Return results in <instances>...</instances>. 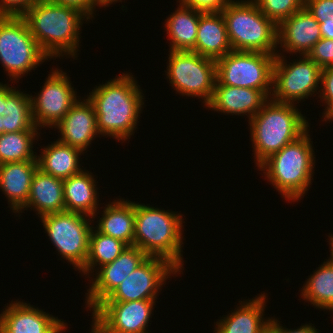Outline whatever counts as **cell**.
<instances>
[{"label": "cell", "instance_id": "ac0fdd59", "mask_svg": "<svg viewBox=\"0 0 333 333\" xmlns=\"http://www.w3.org/2000/svg\"><path fill=\"white\" fill-rule=\"evenodd\" d=\"M54 128L60 132L59 141L83 153L95 138L100 137L95 108L88 97L79 98Z\"/></svg>", "mask_w": 333, "mask_h": 333}, {"label": "cell", "instance_id": "f546056e", "mask_svg": "<svg viewBox=\"0 0 333 333\" xmlns=\"http://www.w3.org/2000/svg\"><path fill=\"white\" fill-rule=\"evenodd\" d=\"M127 246L123 241L105 235L93 226L89 237L88 257L80 273L82 272L86 278H90L92 273L94 274V270L113 262Z\"/></svg>", "mask_w": 333, "mask_h": 333}, {"label": "cell", "instance_id": "9a60e30c", "mask_svg": "<svg viewBox=\"0 0 333 333\" xmlns=\"http://www.w3.org/2000/svg\"><path fill=\"white\" fill-rule=\"evenodd\" d=\"M149 256L137 246H127L111 263L99 267L90 277L85 307L94 310L121 282ZM96 277H95V276Z\"/></svg>", "mask_w": 333, "mask_h": 333}, {"label": "cell", "instance_id": "7bdbcfd3", "mask_svg": "<svg viewBox=\"0 0 333 333\" xmlns=\"http://www.w3.org/2000/svg\"><path fill=\"white\" fill-rule=\"evenodd\" d=\"M328 240L327 242H329L330 245V257H328V261L333 265V234L328 235Z\"/></svg>", "mask_w": 333, "mask_h": 333}, {"label": "cell", "instance_id": "603a6c76", "mask_svg": "<svg viewBox=\"0 0 333 333\" xmlns=\"http://www.w3.org/2000/svg\"><path fill=\"white\" fill-rule=\"evenodd\" d=\"M93 173L88 170L63 180L65 211L76 212L90 216L95 220L100 213L99 194L97 190L98 181ZM97 181V182H96ZM98 211V212H97Z\"/></svg>", "mask_w": 333, "mask_h": 333}, {"label": "cell", "instance_id": "7c38bea8", "mask_svg": "<svg viewBox=\"0 0 333 333\" xmlns=\"http://www.w3.org/2000/svg\"><path fill=\"white\" fill-rule=\"evenodd\" d=\"M177 274L180 275L181 271L167 259L149 256L102 302L158 299L166 281Z\"/></svg>", "mask_w": 333, "mask_h": 333}, {"label": "cell", "instance_id": "e575fe53", "mask_svg": "<svg viewBox=\"0 0 333 333\" xmlns=\"http://www.w3.org/2000/svg\"><path fill=\"white\" fill-rule=\"evenodd\" d=\"M304 7L318 22H333V0H305Z\"/></svg>", "mask_w": 333, "mask_h": 333}, {"label": "cell", "instance_id": "4316f807", "mask_svg": "<svg viewBox=\"0 0 333 333\" xmlns=\"http://www.w3.org/2000/svg\"><path fill=\"white\" fill-rule=\"evenodd\" d=\"M203 11L179 3L165 19L164 29L170 41L169 51H192L196 44L198 23Z\"/></svg>", "mask_w": 333, "mask_h": 333}, {"label": "cell", "instance_id": "d590c367", "mask_svg": "<svg viewBox=\"0 0 333 333\" xmlns=\"http://www.w3.org/2000/svg\"><path fill=\"white\" fill-rule=\"evenodd\" d=\"M40 0H0V16H22Z\"/></svg>", "mask_w": 333, "mask_h": 333}, {"label": "cell", "instance_id": "f35d334b", "mask_svg": "<svg viewBox=\"0 0 333 333\" xmlns=\"http://www.w3.org/2000/svg\"><path fill=\"white\" fill-rule=\"evenodd\" d=\"M278 320L279 319L275 318V316L271 317L270 331L272 333H320L312 323L303 324L297 329L292 330V328L288 329L286 326L283 327L280 323L281 321Z\"/></svg>", "mask_w": 333, "mask_h": 333}, {"label": "cell", "instance_id": "d4e9b609", "mask_svg": "<svg viewBox=\"0 0 333 333\" xmlns=\"http://www.w3.org/2000/svg\"><path fill=\"white\" fill-rule=\"evenodd\" d=\"M117 199V200H116ZM105 204L101 211L102 217L97 216L96 229L108 236L119 239L128 246L134 245L135 233V201L116 198Z\"/></svg>", "mask_w": 333, "mask_h": 333}, {"label": "cell", "instance_id": "30bf717a", "mask_svg": "<svg viewBox=\"0 0 333 333\" xmlns=\"http://www.w3.org/2000/svg\"><path fill=\"white\" fill-rule=\"evenodd\" d=\"M275 58L274 54L232 50L216 60V81L257 89L270 99Z\"/></svg>", "mask_w": 333, "mask_h": 333}, {"label": "cell", "instance_id": "ab89813d", "mask_svg": "<svg viewBox=\"0 0 333 333\" xmlns=\"http://www.w3.org/2000/svg\"><path fill=\"white\" fill-rule=\"evenodd\" d=\"M321 38L333 39V22H319Z\"/></svg>", "mask_w": 333, "mask_h": 333}, {"label": "cell", "instance_id": "836d02e7", "mask_svg": "<svg viewBox=\"0 0 333 333\" xmlns=\"http://www.w3.org/2000/svg\"><path fill=\"white\" fill-rule=\"evenodd\" d=\"M319 67L333 65V39L321 38L307 55Z\"/></svg>", "mask_w": 333, "mask_h": 333}, {"label": "cell", "instance_id": "7a4b0ae2", "mask_svg": "<svg viewBox=\"0 0 333 333\" xmlns=\"http://www.w3.org/2000/svg\"><path fill=\"white\" fill-rule=\"evenodd\" d=\"M22 17L50 61L64 56L77 59L82 25L85 20L90 21L86 14L74 7L40 0Z\"/></svg>", "mask_w": 333, "mask_h": 333}, {"label": "cell", "instance_id": "b9f144b4", "mask_svg": "<svg viewBox=\"0 0 333 333\" xmlns=\"http://www.w3.org/2000/svg\"><path fill=\"white\" fill-rule=\"evenodd\" d=\"M118 2H123L122 0H95V3L99 6V8L101 9V7L105 8V7H109L112 4H116Z\"/></svg>", "mask_w": 333, "mask_h": 333}, {"label": "cell", "instance_id": "8fae6325", "mask_svg": "<svg viewBox=\"0 0 333 333\" xmlns=\"http://www.w3.org/2000/svg\"><path fill=\"white\" fill-rule=\"evenodd\" d=\"M286 57L276 55L270 99L279 103L297 104L317 96L322 68L305 55L298 56L299 60L296 58L293 62H287Z\"/></svg>", "mask_w": 333, "mask_h": 333}, {"label": "cell", "instance_id": "74e56055", "mask_svg": "<svg viewBox=\"0 0 333 333\" xmlns=\"http://www.w3.org/2000/svg\"><path fill=\"white\" fill-rule=\"evenodd\" d=\"M48 1L59 5L74 7L83 12L84 14H86L92 20L95 15L94 12H96L95 11L96 7H99L95 3V0H48Z\"/></svg>", "mask_w": 333, "mask_h": 333}, {"label": "cell", "instance_id": "2e32d148", "mask_svg": "<svg viewBox=\"0 0 333 333\" xmlns=\"http://www.w3.org/2000/svg\"><path fill=\"white\" fill-rule=\"evenodd\" d=\"M4 307L0 333H62L68 328L66 321L21 300H11Z\"/></svg>", "mask_w": 333, "mask_h": 333}, {"label": "cell", "instance_id": "484cf974", "mask_svg": "<svg viewBox=\"0 0 333 333\" xmlns=\"http://www.w3.org/2000/svg\"><path fill=\"white\" fill-rule=\"evenodd\" d=\"M41 154L37 155L38 169L57 178L66 179L79 172L80 160L84 153L70 145L62 143L58 139L48 146L41 147Z\"/></svg>", "mask_w": 333, "mask_h": 333}, {"label": "cell", "instance_id": "ee69618b", "mask_svg": "<svg viewBox=\"0 0 333 333\" xmlns=\"http://www.w3.org/2000/svg\"><path fill=\"white\" fill-rule=\"evenodd\" d=\"M3 133V119L2 116H0V135Z\"/></svg>", "mask_w": 333, "mask_h": 333}, {"label": "cell", "instance_id": "d6a6232c", "mask_svg": "<svg viewBox=\"0 0 333 333\" xmlns=\"http://www.w3.org/2000/svg\"><path fill=\"white\" fill-rule=\"evenodd\" d=\"M318 98L325 104L321 121H330L333 118V65L322 68Z\"/></svg>", "mask_w": 333, "mask_h": 333}, {"label": "cell", "instance_id": "83f0119b", "mask_svg": "<svg viewBox=\"0 0 333 333\" xmlns=\"http://www.w3.org/2000/svg\"><path fill=\"white\" fill-rule=\"evenodd\" d=\"M3 133L38 131L32 117L31 94L5 84V116Z\"/></svg>", "mask_w": 333, "mask_h": 333}, {"label": "cell", "instance_id": "ba28073f", "mask_svg": "<svg viewBox=\"0 0 333 333\" xmlns=\"http://www.w3.org/2000/svg\"><path fill=\"white\" fill-rule=\"evenodd\" d=\"M40 220L60 258L80 273L88 257L93 218L81 213L63 211L42 216Z\"/></svg>", "mask_w": 333, "mask_h": 333}, {"label": "cell", "instance_id": "8d00e7d4", "mask_svg": "<svg viewBox=\"0 0 333 333\" xmlns=\"http://www.w3.org/2000/svg\"><path fill=\"white\" fill-rule=\"evenodd\" d=\"M232 0H178L180 4L203 12H221Z\"/></svg>", "mask_w": 333, "mask_h": 333}, {"label": "cell", "instance_id": "cb8c5ba5", "mask_svg": "<svg viewBox=\"0 0 333 333\" xmlns=\"http://www.w3.org/2000/svg\"><path fill=\"white\" fill-rule=\"evenodd\" d=\"M231 51L222 13L202 12L199 17L196 44L192 52L218 60Z\"/></svg>", "mask_w": 333, "mask_h": 333}, {"label": "cell", "instance_id": "5b68a950", "mask_svg": "<svg viewBox=\"0 0 333 333\" xmlns=\"http://www.w3.org/2000/svg\"><path fill=\"white\" fill-rule=\"evenodd\" d=\"M149 205L135 202L134 246L148 256L167 259L183 272L184 215Z\"/></svg>", "mask_w": 333, "mask_h": 333}, {"label": "cell", "instance_id": "7402d4cb", "mask_svg": "<svg viewBox=\"0 0 333 333\" xmlns=\"http://www.w3.org/2000/svg\"><path fill=\"white\" fill-rule=\"evenodd\" d=\"M35 209L39 218L65 211L63 179L37 169L31 183L28 201L18 212Z\"/></svg>", "mask_w": 333, "mask_h": 333}, {"label": "cell", "instance_id": "d6986e66", "mask_svg": "<svg viewBox=\"0 0 333 333\" xmlns=\"http://www.w3.org/2000/svg\"><path fill=\"white\" fill-rule=\"evenodd\" d=\"M268 100L260 90L221 85L216 81L213 96L205 108L228 116L246 115L249 121Z\"/></svg>", "mask_w": 333, "mask_h": 333}, {"label": "cell", "instance_id": "60d3db41", "mask_svg": "<svg viewBox=\"0 0 333 333\" xmlns=\"http://www.w3.org/2000/svg\"><path fill=\"white\" fill-rule=\"evenodd\" d=\"M0 116H5V84L0 82Z\"/></svg>", "mask_w": 333, "mask_h": 333}, {"label": "cell", "instance_id": "44dd1931", "mask_svg": "<svg viewBox=\"0 0 333 333\" xmlns=\"http://www.w3.org/2000/svg\"><path fill=\"white\" fill-rule=\"evenodd\" d=\"M37 161L7 162L0 164V189L8 205L17 214L27 203Z\"/></svg>", "mask_w": 333, "mask_h": 333}, {"label": "cell", "instance_id": "6da1fadb", "mask_svg": "<svg viewBox=\"0 0 333 333\" xmlns=\"http://www.w3.org/2000/svg\"><path fill=\"white\" fill-rule=\"evenodd\" d=\"M138 81L132 73H121L95 86L86 97L93 103L101 137L128 141L138 128L145 103Z\"/></svg>", "mask_w": 333, "mask_h": 333}, {"label": "cell", "instance_id": "8992f818", "mask_svg": "<svg viewBox=\"0 0 333 333\" xmlns=\"http://www.w3.org/2000/svg\"><path fill=\"white\" fill-rule=\"evenodd\" d=\"M221 13L233 51L276 55L277 24L267 18L252 0H232Z\"/></svg>", "mask_w": 333, "mask_h": 333}, {"label": "cell", "instance_id": "277c9868", "mask_svg": "<svg viewBox=\"0 0 333 333\" xmlns=\"http://www.w3.org/2000/svg\"><path fill=\"white\" fill-rule=\"evenodd\" d=\"M309 129L296 141L271 155L259 167L285 201L298 202L311 187L316 155Z\"/></svg>", "mask_w": 333, "mask_h": 333}, {"label": "cell", "instance_id": "4dcf8cb0", "mask_svg": "<svg viewBox=\"0 0 333 333\" xmlns=\"http://www.w3.org/2000/svg\"><path fill=\"white\" fill-rule=\"evenodd\" d=\"M38 132L19 131L2 133L0 135V164L37 161V153L33 151V145L39 139V136H41L40 132Z\"/></svg>", "mask_w": 333, "mask_h": 333}, {"label": "cell", "instance_id": "4fadbf2b", "mask_svg": "<svg viewBox=\"0 0 333 333\" xmlns=\"http://www.w3.org/2000/svg\"><path fill=\"white\" fill-rule=\"evenodd\" d=\"M52 69L40 92L34 96L31 94L32 117L40 130L43 127L53 129L79 99L67 73Z\"/></svg>", "mask_w": 333, "mask_h": 333}, {"label": "cell", "instance_id": "f1b7e54d", "mask_svg": "<svg viewBox=\"0 0 333 333\" xmlns=\"http://www.w3.org/2000/svg\"><path fill=\"white\" fill-rule=\"evenodd\" d=\"M325 260L308 276L301 288L300 297L314 308L333 313V265Z\"/></svg>", "mask_w": 333, "mask_h": 333}, {"label": "cell", "instance_id": "5bb4252c", "mask_svg": "<svg viewBox=\"0 0 333 333\" xmlns=\"http://www.w3.org/2000/svg\"><path fill=\"white\" fill-rule=\"evenodd\" d=\"M157 299L101 302L92 311L90 333H150L148 323Z\"/></svg>", "mask_w": 333, "mask_h": 333}, {"label": "cell", "instance_id": "3957f363", "mask_svg": "<svg viewBox=\"0 0 333 333\" xmlns=\"http://www.w3.org/2000/svg\"><path fill=\"white\" fill-rule=\"evenodd\" d=\"M306 118L296 104L269 99L248 122L255 167L301 137L310 126Z\"/></svg>", "mask_w": 333, "mask_h": 333}, {"label": "cell", "instance_id": "e0dca14e", "mask_svg": "<svg viewBox=\"0 0 333 333\" xmlns=\"http://www.w3.org/2000/svg\"><path fill=\"white\" fill-rule=\"evenodd\" d=\"M320 39L319 22L303 7L277 25V47L282 49L277 50L276 55H284L286 52L292 56H307Z\"/></svg>", "mask_w": 333, "mask_h": 333}, {"label": "cell", "instance_id": "1f68e13d", "mask_svg": "<svg viewBox=\"0 0 333 333\" xmlns=\"http://www.w3.org/2000/svg\"><path fill=\"white\" fill-rule=\"evenodd\" d=\"M277 25L304 7L305 0H252Z\"/></svg>", "mask_w": 333, "mask_h": 333}, {"label": "cell", "instance_id": "52a82bcc", "mask_svg": "<svg viewBox=\"0 0 333 333\" xmlns=\"http://www.w3.org/2000/svg\"><path fill=\"white\" fill-rule=\"evenodd\" d=\"M48 58L22 16H0V63L11 83L30 74Z\"/></svg>", "mask_w": 333, "mask_h": 333}, {"label": "cell", "instance_id": "9c48e42d", "mask_svg": "<svg viewBox=\"0 0 333 333\" xmlns=\"http://www.w3.org/2000/svg\"><path fill=\"white\" fill-rule=\"evenodd\" d=\"M166 78L175 93L210 102L216 82V60L192 51H169ZM169 62V63H168Z\"/></svg>", "mask_w": 333, "mask_h": 333}, {"label": "cell", "instance_id": "ffe728a7", "mask_svg": "<svg viewBox=\"0 0 333 333\" xmlns=\"http://www.w3.org/2000/svg\"><path fill=\"white\" fill-rule=\"evenodd\" d=\"M267 297L264 292L250 300L239 301L234 311L215 322L213 333H267L271 321V318L264 317Z\"/></svg>", "mask_w": 333, "mask_h": 333}]
</instances>
